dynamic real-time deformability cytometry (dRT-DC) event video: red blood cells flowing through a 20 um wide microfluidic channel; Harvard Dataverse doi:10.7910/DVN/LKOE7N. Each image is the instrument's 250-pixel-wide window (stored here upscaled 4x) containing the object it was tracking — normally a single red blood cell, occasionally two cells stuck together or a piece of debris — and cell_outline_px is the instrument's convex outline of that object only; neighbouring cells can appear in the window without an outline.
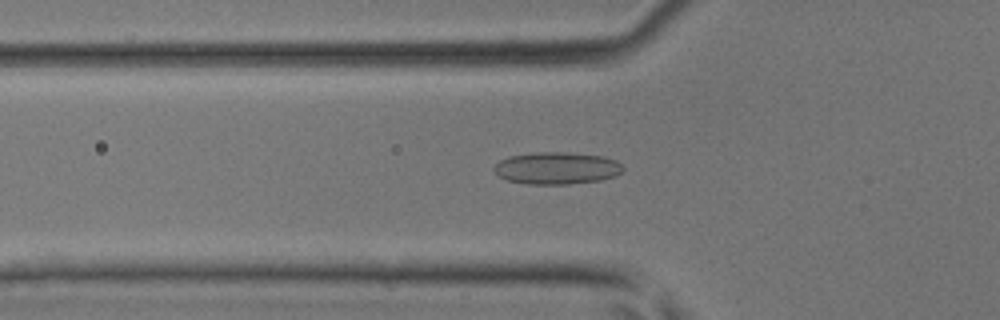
{"species": "common noctule bat (a hibernating species)", "species_latin": "Nyctalus noctula", "temperature_condition": "room temperature", "stored_images_in_passage": 35, "camera_frame_rate_fps": 3000, "um_per_image_px": 0.085, "animal": {"sex": "male", "body_mass_g": 17.9, "forearm_length_mm": 54.2}, "frame": {"image": 1, "passage_image": 6, "time_ms": 1.667, "image_size_px": [1000, 320], "cell_outline_px": [[624, 168], [616, 176], [600, 180], [568, 184], [528, 184], [508, 180], [500, 176], [492, 168], [500, 160], [508, 156], [532, 152], [564, 152], [604, 156], [616, 160]], "centroid_in_image_um": [47.32, 14.28], "position_along_channel_um": 78.5, "area_um2": 24.16}}
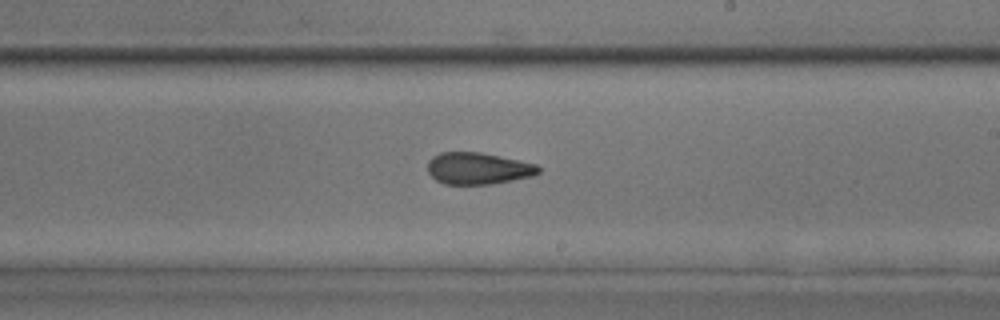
{"frame": {"image": 2, "passage_image": 17, "time_ms": 5.333, "image_size_px": [1000, 320], "cell_outline_px": [[540, 172], [532, 176], [492, 184], [444, 184], [436, 180], [428, 172], [428, 160], [432, 156], [440, 152], [480, 152], [520, 160], [536, 164], [540, 168]], "centroid_in_image_um": [40.62, 14.31], "position_along_channel_um": 248.4, "area_um2": 20.58}}
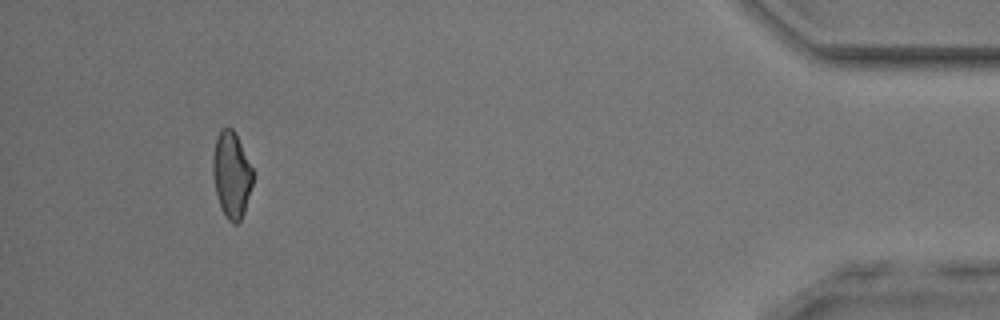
{"frame": {"image": 3, "passage_image": 32, "time_ms": 10.333, "image_size_px": [1000, 320], "cell_outline_px": [[252, 184], [244, 212], [240, 220], [236, 224], [232, 224], [228, 220], [220, 204], [216, 192], [212, 172], [212, 156], [216, 140], [220, 128], [232, 128], [236, 132], [252, 168]], "centroid_in_image_um": [19.67, 14.82], "position_along_channel_um": 415.5, "area_um2": 19.88}}